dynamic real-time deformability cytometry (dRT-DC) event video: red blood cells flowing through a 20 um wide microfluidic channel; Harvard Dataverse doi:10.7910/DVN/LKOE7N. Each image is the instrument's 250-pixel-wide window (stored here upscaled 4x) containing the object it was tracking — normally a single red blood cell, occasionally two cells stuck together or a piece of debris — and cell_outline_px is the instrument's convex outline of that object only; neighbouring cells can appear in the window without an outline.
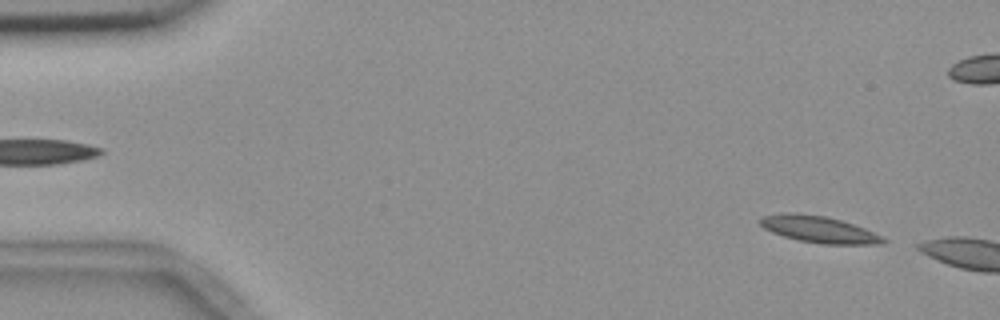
{"species": "common noctule bat (a hibernating species)", "species_latin": "Nyctalus noctula", "temperature_condition": "room temperature", "stored_images_in_passage": 6, "camera_frame_rate_fps": 3000, "um_per_image_px": 0.085, "animal": {"sex": "female", "body_mass_g": 18.4}, "frame": {"image": 1, "passage_image": 3, "time_ms": 0.667, "image_size_px": [1000, 320], "cell_outline_px": [[888, 240], [884, 244], [820, 244], [800, 240], [784, 236], [772, 232], [764, 228], [756, 220], [760, 216], [784, 212], [792, 212], [824, 216], [840, 220], [864, 228]], "centroid_in_image_um": [69.55, 19.49], "position_along_channel_um": 15.5, "area_um2": 19.07}}